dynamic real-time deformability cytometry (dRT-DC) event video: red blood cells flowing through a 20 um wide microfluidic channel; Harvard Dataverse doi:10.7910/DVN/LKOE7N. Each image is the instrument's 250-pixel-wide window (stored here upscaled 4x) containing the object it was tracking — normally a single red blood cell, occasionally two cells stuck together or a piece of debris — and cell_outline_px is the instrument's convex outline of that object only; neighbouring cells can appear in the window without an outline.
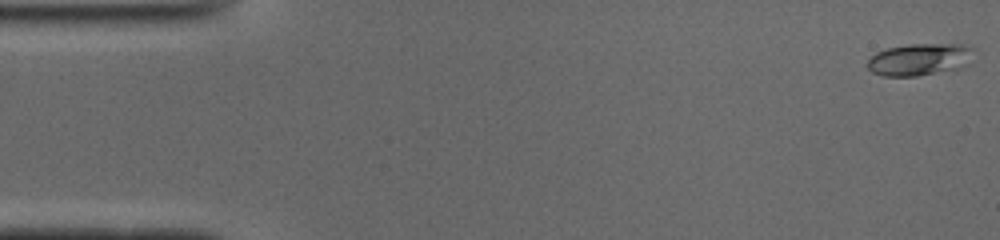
{"species": "common noctule bat (a hibernating species)", "species_latin": "Nyctalus noctula", "temperature_condition": "cold", "stored_images_in_passage": 51, "camera_frame_rate_fps": 3000, "um_per_image_px": 0.085, "animal": {"sex": "male", "body_mass_g": 19.0, "forearm_length_mm": 50.8}, "frame": {"image": 1, "passage_image": 1, "time_ms": 0.0, "image_size_px": [1000, 240], "cell_outline_px": [[976, 48], [968, 64], [960, 68], [916, 76], [884, 76], [872, 72], [868, 68], [868, 60], [876, 52], [888, 48], [908, 44], [964, 44]], "centroid_in_image_um": [78.2, 5.04], "position_along_channel_um": 6.8, "area_um2": 19.94}}
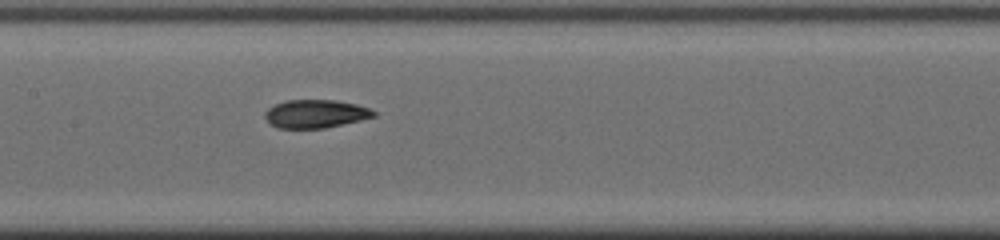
{"frame": {"image": 2, "passage_image": 24, "time_ms": 7.667, "image_size_px": [1000, 240], "cell_outline_px": [[376, 116], [360, 120], [324, 128], [276, 128], [264, 116], [264, 112], [268, 108], [276, 104], [288, 100], [336, 100], [356, 104], [368, 108], [376, 112]], "centroid_in_image_um": [26.82, 9.67], "position_along_channel_um": 180.6, "area_um2": 17.74}}
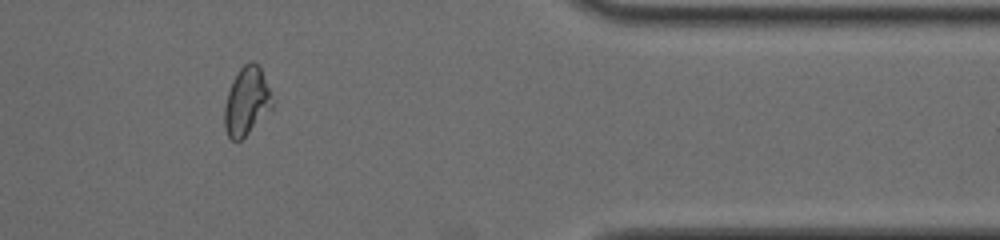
{"frame": {"image": 3, "passage_image": 42, "time_ms": 13.667, "image_size_px": [1000, 240], "cell_outline_px": [[272, 108], [236, 144], [228, 136], [224, 128], [224, 108], [228, 92], [232, 80], [240, 68], [248, 60], [252, 60], [260, 68], [268, 88], [272, 104]], "centroid_in_image_um": [20.91, 8.62], "position_along_channel_um": 390.5, "area_um2": 18.61}, "authors_computed_cell_mechanics": {"area_um2": 18.3804, "velocity_mm_per_s": 3.934, "shape_relaxation_time_tau1_ms": 8.541, "shape_relaxation_time_tau2_ms": 1.7131, "deformation_change_tau1": 0.1936, "deformation_change_tau2": 0.0694}}